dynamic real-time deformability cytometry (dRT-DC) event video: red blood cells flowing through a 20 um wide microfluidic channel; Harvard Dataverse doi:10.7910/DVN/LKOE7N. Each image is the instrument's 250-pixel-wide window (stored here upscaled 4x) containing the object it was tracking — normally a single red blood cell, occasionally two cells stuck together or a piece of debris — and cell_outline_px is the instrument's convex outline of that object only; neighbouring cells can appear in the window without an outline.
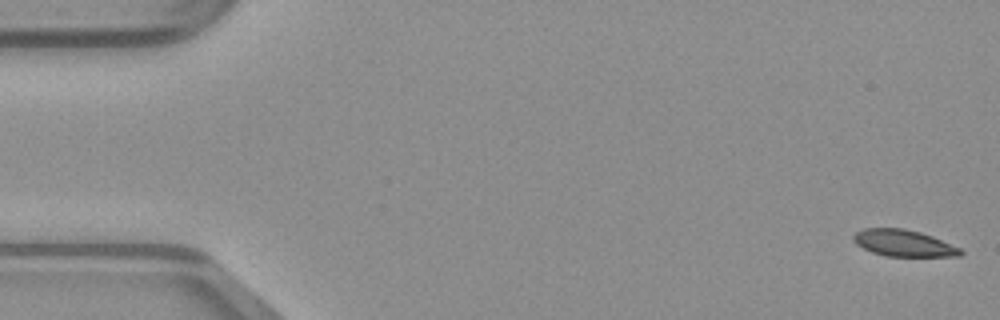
{"species": "common noctule bat (a hibernating species)", "species_latin": "Nyctalus noctula", "temperature_condition": "warm", "stored_images_in_passage": 49, "camera_frame_rate_fps": 3000, "um_per_image_px": 0.085, "animal": {"sex": "male", "body_mass_g": 23.1, "forearm_length_mm": 52.7}, "frame": {"image": 1, "passage_image": 1, "time_ms": 0.0, "image_size_px": [1000, 320], "cell_outline_px": [[964, 252], [960, 256], [884, 256], [872, 252], [856, 244], [852, 240], [852, 236], [856, 232], [864, 228], [904, 228], [920, 232], [932, 236], [960, 248]], "centroid_in_image_um": [76.78, 20.66], "position_along_channel_um": 8.2, "area_um2": 16.59}}
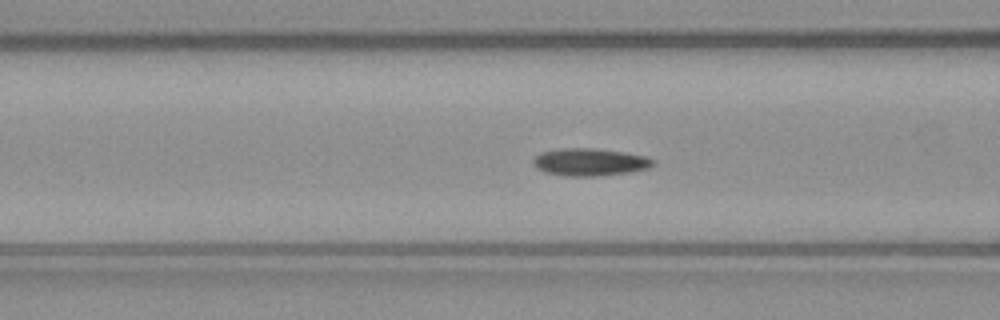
{"frame": {"image": 2, "passage_image": 19, "time_ms": 6.0, "image_size_px": [1000, 320], "cell_outline_px": [[656, 164], [648, 168], [628, 172], [596, 176], [568, 176], [544, 172], [536, 168], [532, 164], [532, 160], [540, 152], [560, 148], [596, 148], [624, 152], [648, 156], [656, 160]], "centroid_in_image_um": [50.14, 13.76], "position_along_channel_um": 116.5, "area_um2": 19.42}}
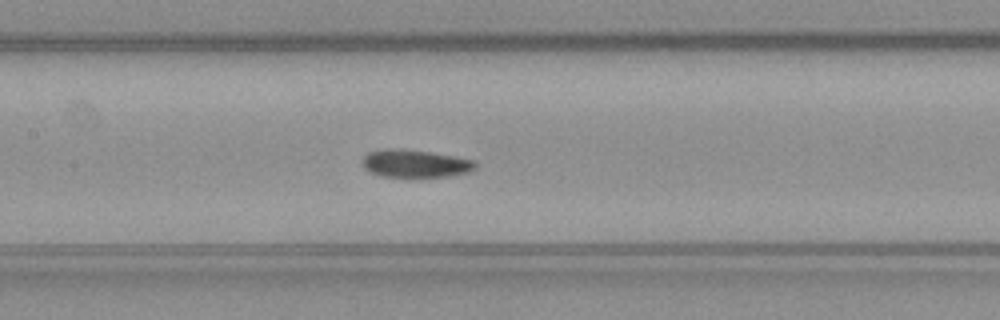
{"frame": {"image": 3, "passage_image": 23, "time_ms": 7.333, "image_size_px": [1000, 320], "cell_outline_px": [[476, 168], [468, 172], [448, 176], [416, 180], [380, 176], [368, 172], [364, 168], [360, 160], [368, 152], [388, 148], [432, 152], [456, 156], [476, 160]], "centroid_in_image_um": [35.27, 13.95], "position_along_channel_um": 172.1, "area_um2": 19.25}}